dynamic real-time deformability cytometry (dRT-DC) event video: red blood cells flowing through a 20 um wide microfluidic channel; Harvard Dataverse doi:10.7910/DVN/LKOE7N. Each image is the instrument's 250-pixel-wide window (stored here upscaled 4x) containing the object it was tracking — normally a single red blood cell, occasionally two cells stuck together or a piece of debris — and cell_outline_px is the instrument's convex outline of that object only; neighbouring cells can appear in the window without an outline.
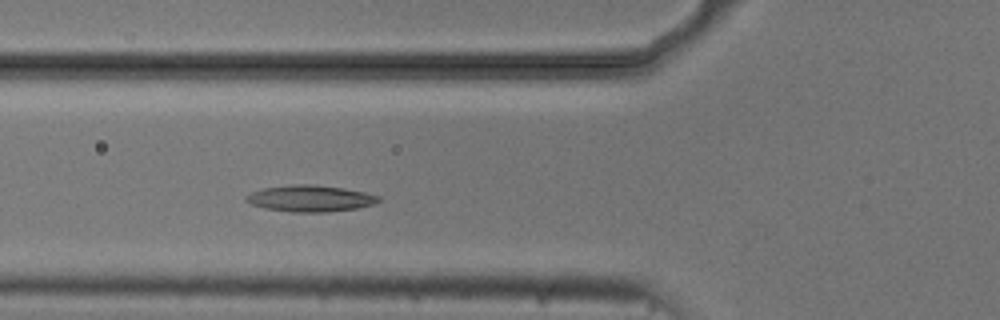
{"species": "common noctule bat (a hibernating species)", "species_latin": "Nyctalus noctula", "temperature_condition": "cold", "stored_images_in_passage": 31, "camera_frame_rate_fps": 3000, "um_per_image_px": 0.085, "animal": {"sex": "male", "body_mass_g": 20.5, "forearm_length_mm": 52.5}, "frame": {"image": 1, "passage_image": 7, "time_ms": 2.0, "image_size_px": [1000, 320], "cell_outline_px": [[380, 200], [376, 204], [356, 208], [328, 212], [292, 212], [268, 208], [252, 204], [244, 200], [244, 196], [252, 192], [264, 188], [292, 184], [312, 184], [344, 188], [364, 192], [380, 196]], "centroid_in_image_um": [26.39, 16.86], "position_along_channel_um": 99.4, "area_um2": 20.35}}
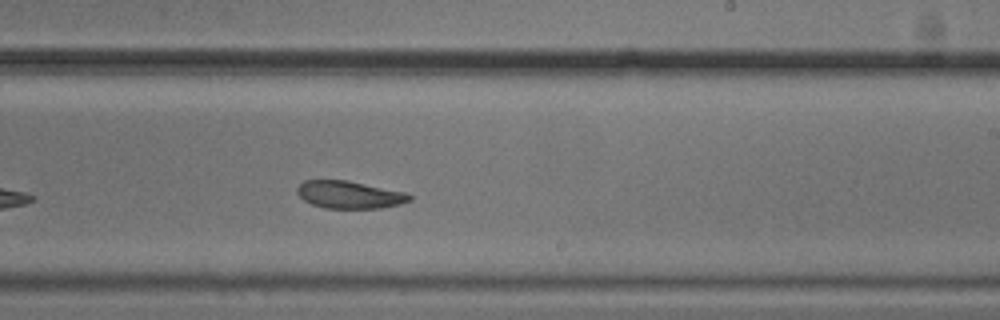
{"frame": {"image": 2, "passage_image": 20, "time_ms": 6.333, "image_size_px": [1000, 320], "cell_outline_px": [[412, 200], [400, 204], [380, 208], [324, 208], [312, 204], [304, 200], [296, 192], [296, 188], [304, 180], [348, 180], [408, 192], [412, 196]], "centroid_in_image_um": [29.73, 16.54], "position_along_channel_um": 259.3, "area_um2": 18.21}}
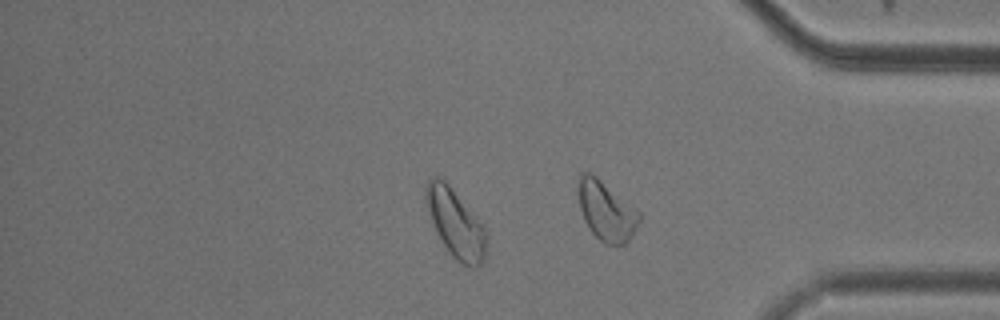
{"frame": {"image": 3, "passage_image": 31, "time_ms": 10.0, "image_size_px": [1000, 320], "cell_outline_px": [[640, 220], [628, 240], [624, 244], [604, 244], [588, 228], [584, 220], [580, 208], [580, 176], [584, 172], [588, 172], [596, 176], [640, 212]], "centroid_in_image_um": [51.55, 17.96], "position_along_channel_um": 383.7, "area_um2": 20.4}, "authors_computed_cell_mechanics": {"area_um2": 18.9584, "velocity_mm_per_s": 3.6851, "shape_relaxation_time_tau1_ms": null, "shape_relaxation_time_tau2_ms": 2.8217, "deformation_change_tau1": null, "deformation_change_tau2": 0.0887}}